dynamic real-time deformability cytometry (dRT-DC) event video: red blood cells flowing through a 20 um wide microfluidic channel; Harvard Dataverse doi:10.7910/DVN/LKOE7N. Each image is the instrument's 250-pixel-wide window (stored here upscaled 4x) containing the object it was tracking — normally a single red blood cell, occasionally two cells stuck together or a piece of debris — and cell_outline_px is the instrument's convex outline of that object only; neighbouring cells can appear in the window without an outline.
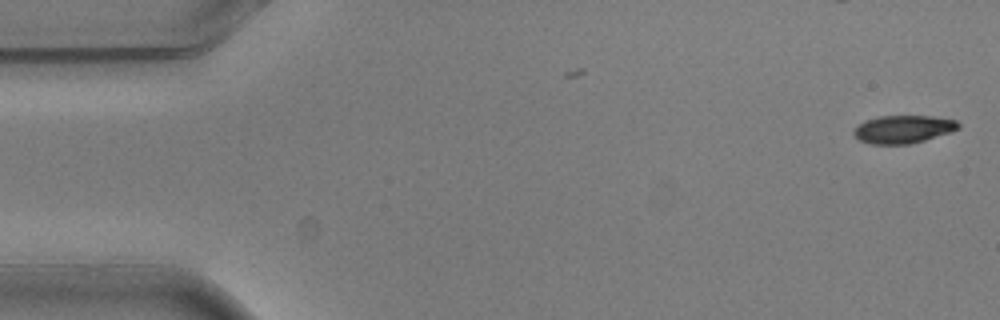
{"species": "common noctule bat (a hibernating species)", "species_latin": "Nyctalus noctula", "temperature_condition": "warm", "stored_images_in_passage": 2, "camera_frame_rate_fps": 3000, "um_per_image_px": 0.085, "animal": {"sex": "male", "body_mass_g": 20.5, "forearm_length_mm": 52.5}, "frame": {"image": 1, "passage_image": 2, "time_ms": 0.333, "image_size_px": [1000, 320], "cell_outline_px": [[960, 128], [924, 140], [908, 144], [872, 144], [860, 140], [852, 132], [860, 124], [868, 120], [880, 116], [932, 116], [956, 120], [960, 124]], "centroid_in_image_um": [76.79, 10.98], "position_along_channel_um": 8.2, "area_um2": 16.65}}